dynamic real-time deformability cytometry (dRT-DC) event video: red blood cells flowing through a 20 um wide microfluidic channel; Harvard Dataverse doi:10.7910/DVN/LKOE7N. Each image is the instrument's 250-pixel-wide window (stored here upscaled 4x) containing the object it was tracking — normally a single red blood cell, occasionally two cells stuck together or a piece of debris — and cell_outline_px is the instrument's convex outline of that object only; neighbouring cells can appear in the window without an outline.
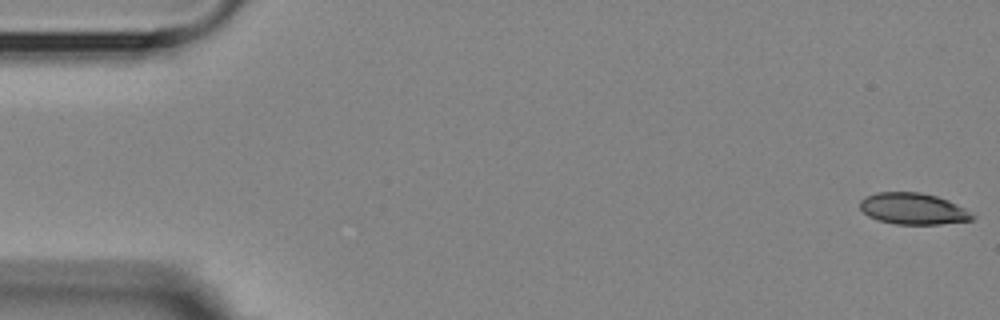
{"species": "Egyptian fruit bat (a non-hibernating species)", "species_latin": "Rousettus aegyptiacus", "temperature_condition": "room temperature", "stored_images_in_passage": 3, "segment_of_instrument_passage": [2, 2], "camera_frame_rate_fps": 3000, "um_per_image_px": 0.085, "animal": {"sex": "female"}, "frame": {"image": 1, "passage_image": 3, "time_ms": 2.333, "image_size_px": [1000, 320], "cell_outline_px": [[976, 216], [972, 220], [940, 224], [896, 224], [880, 220], [868, 216], [860, 208], [860, 200], [876, 192], [920, 192], [936, 196], [948, 200], [964, 208]], "centroid_in_image_um": [77.62, 17.74], "position_along_channel_um": 7.4, "area_um2": 20.4}}